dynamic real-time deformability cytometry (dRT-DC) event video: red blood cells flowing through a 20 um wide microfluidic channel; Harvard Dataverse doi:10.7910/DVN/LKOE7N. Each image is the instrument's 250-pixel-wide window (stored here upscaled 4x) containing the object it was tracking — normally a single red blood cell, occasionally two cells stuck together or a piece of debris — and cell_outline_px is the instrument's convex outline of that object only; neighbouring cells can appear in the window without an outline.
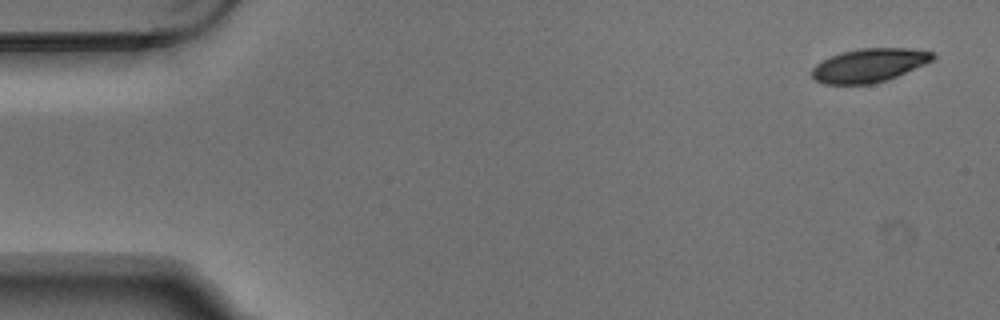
{"species": "Egyptian fruit bat (a non-hibernating species)", "species_latin": "Rousettus aegyptiacus", "temperature_condition": "warm", "stored_images_in_passage": 5, "camera_frame_rate_fps": 3000, "um_per_image_px": 0.085, "animal": {"sex": "male"}, "frame": {"image": 1, "passage_image": 1, "time_ms": 0.0, "image_size_px": [1000, 320], "cell_outline_px": [[936, 56], [932, 60], [924, 64], [888, 80], [872, 84], [824, 84], [816, 80], [812, 76], [812, 68], [816, 64], [840, 52], [860, 48], [912, 48], [932, 52]], "centroid_in_image_um": [73.88, 5.55], "position_along_channel_um": 11.1, "area_um2": 23.58}}
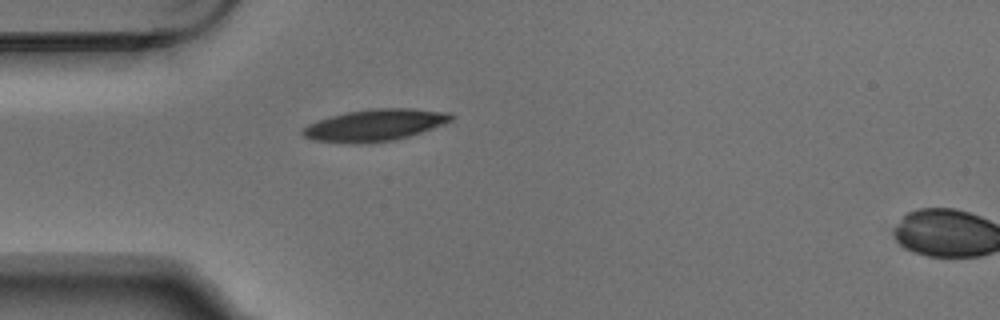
{"frame": {"image": 2, "passage_image": 4, "time_ms": 1.0, "image_size_px": [1000, 320], "cell_outline_px": [[456, 116], [452, 120], [444, 124], [408, 136], [392, 140], [356, 144], [312, 140], [304, 136], [300, 132], [300, 128], [308, 124], [332, 116], [348, 112], [376, 108], [412, 108], [452, 112]], "centroid_in_image_um": [31.88, 10.63], "position_along_channel_um": 53.1, "area_um2": 27.46}}